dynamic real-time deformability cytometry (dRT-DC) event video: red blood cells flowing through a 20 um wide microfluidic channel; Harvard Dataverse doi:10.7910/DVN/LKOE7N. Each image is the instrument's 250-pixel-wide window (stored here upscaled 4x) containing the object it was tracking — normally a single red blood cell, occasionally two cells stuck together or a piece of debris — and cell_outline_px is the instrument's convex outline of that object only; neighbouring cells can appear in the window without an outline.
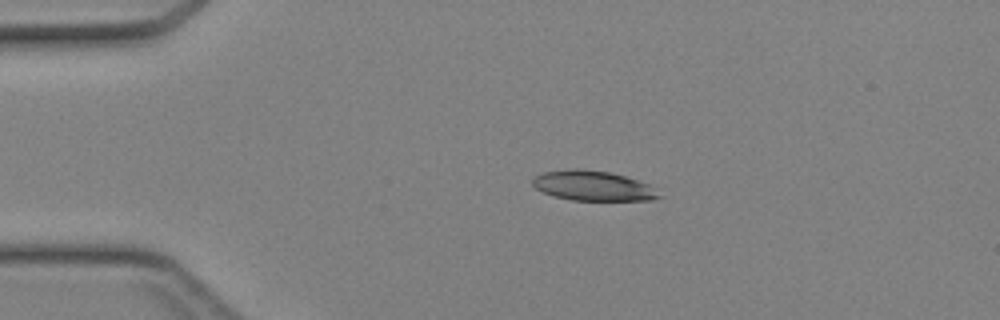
{"species": "Egyptian fruit bat (a non-hibernating species)", "species_latin": "Rousettus aegyptiacus", "temperature_condition": "cold", "stored_images_in_passage": 36, "camera_frame_rate_fps": 3000, "um_per_image_px": 0.085, "animal": {"sex": "female"}, "frame": {"image": 1, "passage_image": 1, "time_ms": 0.0, "image_size_px": [1000, 320], "cell_outline_px": [[664, 196], [652, 200], [572, 200], [552, 196], [536, 188], [532, 184], [532, 176], [544, 172], [564, 168], [580, 168], [608, 172], [624, 176], [652, 184]], "centroid_in_image_um": [50.43, 15.78], "position_along_channel_um": 34.6, "area_um2": 22.48}}
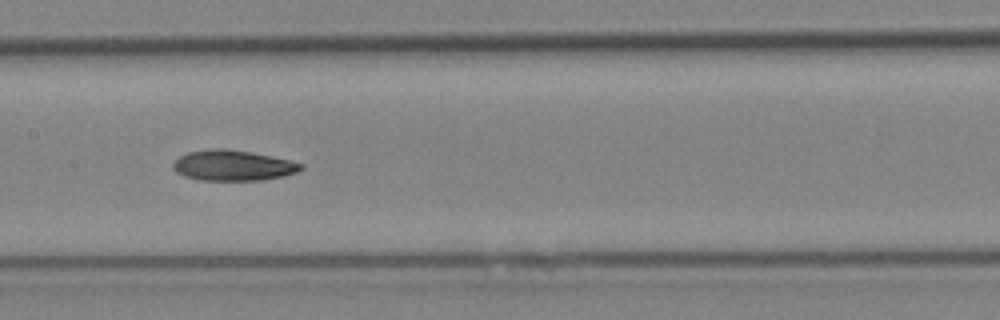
{"frame": {"image": 2, "passage_image": 14, "time_ms": 4.333, "image_size_px": [1000, 320], "cell_outline_px": [[304, 168], [296, 172], [284, 176], [260, 180], [200, 180], [184, 176], [176, 172], [172, 168], [172, 164], [180, 156], [188, 152], [208, 148], [224, 148], [252, 152], [272, 156], [304, 164]], "centroid_in_image_um": [19.79, 14.05], "position_along_channel_um": 187.6, "area_um2": 22.83}}
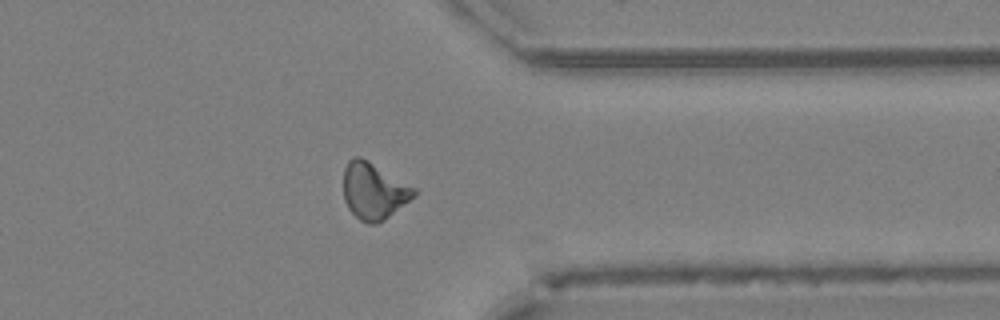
{"frame": {"image": 3, "passage_image": 27, "time_ms": 8.667, "image_size_px": [1000, 320], "cell_outline_px": [[420, 192], [416, 196], [384, 220], [376, 224], [368, 224], [360, 220], [348, 208], [344, 200], [344, 168], [348, 160], [352, 156], [360, 156], [416, 188]], "centroid_in_image_um": [31.78, 16.24], "position_along_channel_um": 379.6, "area_um2": 23.35}}